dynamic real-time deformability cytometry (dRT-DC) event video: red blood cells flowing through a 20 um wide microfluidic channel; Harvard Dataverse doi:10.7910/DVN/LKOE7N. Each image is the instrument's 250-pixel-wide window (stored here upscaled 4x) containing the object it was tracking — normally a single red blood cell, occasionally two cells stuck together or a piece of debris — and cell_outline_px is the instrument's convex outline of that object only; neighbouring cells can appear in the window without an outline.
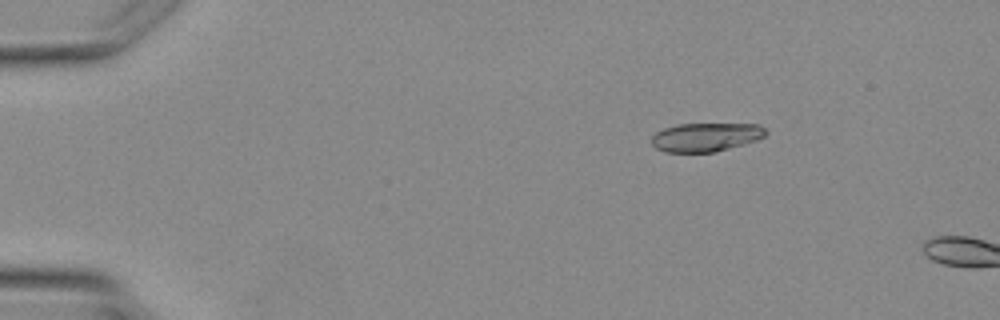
{"species": "Egyptian fruit bat (a non-hibernating species)", "species_latin": "Rousettus aegyptiacus", "temperature_condition": "warm", "stored_images_in_passage": 2, "camera_frame_rate_fps": 3000, "um_per_image_px": 0.085, "animal": {"sex": "female"}, "frame": {"image": 1, "passage_image": 1, "time_ms": 0.0, "image_size_px": [1000, 320], "cell_outline_px": [[764, 136], [756, 140], [744, 144], [712, 152], [664, 152], [656, 148], [652, 144], [652, 136], [656, 132], [664, 128], [676, 124], [760, 124], [764, 128]], "centroid_in_image_um": [59.95, 11.65], "position_along_channel_um": 25.0, "area_um2": 18.9}}